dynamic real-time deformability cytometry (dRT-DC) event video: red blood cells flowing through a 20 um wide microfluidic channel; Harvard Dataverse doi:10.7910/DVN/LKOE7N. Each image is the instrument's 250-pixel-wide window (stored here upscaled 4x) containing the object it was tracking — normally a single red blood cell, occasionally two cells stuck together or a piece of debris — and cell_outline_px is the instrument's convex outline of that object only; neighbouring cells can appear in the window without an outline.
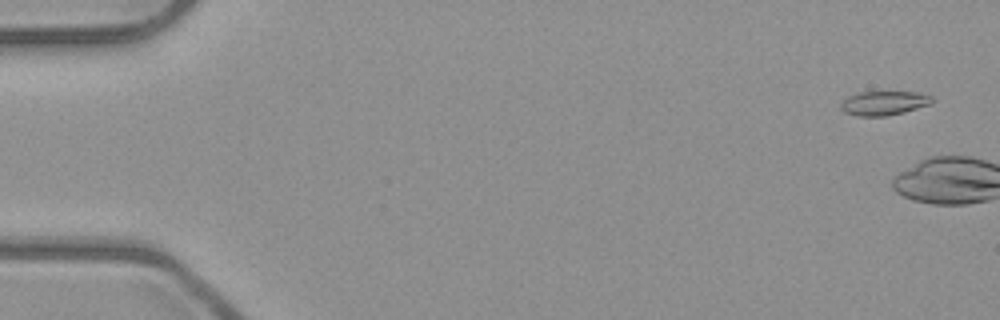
{"species": "common noctule bat (a hibernating species)", "species_latin": "Nyctalus noctula", "temperature_condition": "room temperature", "stored_images_in_passage": 5, "camera_frame_rate_fps": 3000, "um_per_image_px": 0.085, "animal": {"sex": "male", "body_mass_g": 23.1, "forearm_length_mm": 52.7}, "frame": {"image": 1, "passage_image": 1, "time_ms": 0.0, "image_size_px": [1000, 320], "cell_outline_px": [[932, 104], [904, 112], [888, 116], [856, 116], [844, 112], [840, 108], [840, 104], [848, 96], [860, 92], [916, 92], [932, 96]], "centroid_in_image_um": [75.13, 8.77], "position_along_channel_um": 9.9, "area_um2": 12.89}}